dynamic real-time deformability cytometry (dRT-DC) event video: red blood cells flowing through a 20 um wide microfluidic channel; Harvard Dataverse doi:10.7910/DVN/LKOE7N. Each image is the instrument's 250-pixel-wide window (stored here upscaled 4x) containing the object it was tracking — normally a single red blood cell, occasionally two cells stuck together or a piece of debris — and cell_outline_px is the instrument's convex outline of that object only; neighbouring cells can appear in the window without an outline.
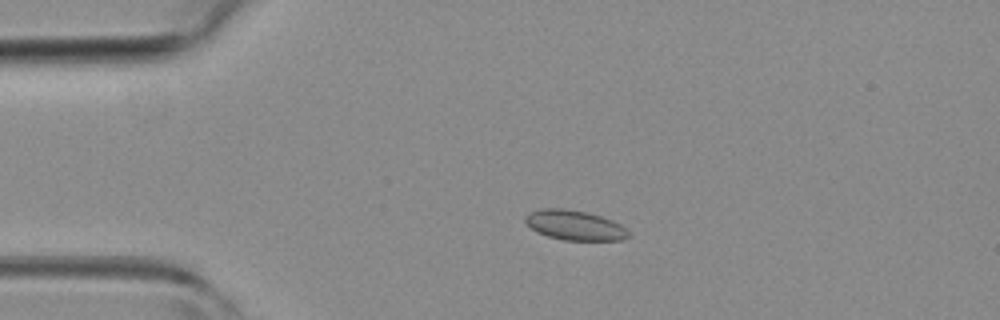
{"species": "common noctule bat (a hibernating species)", "species_latin": "Nyctalus noctula", "temperature_condition": "room temperature", "stored_images_in_passage": 2, "camera_frame_rate_fps": 3000, "um_per_image_px": 0.085, "animal": {"sex": "female", "body_mass_g": 19.3, "forearm_length_mm": 54.1}, "frame": {"image": 1, "passage_image": 2, "time_ms": 1.333, "image_size_px": [1000, 320], "cell_outline_px": [[628, 236], [624, 240], [564, 240], [548, 236], [536, 232], [524, 220], [524, 216], [528, 212], [540, 208], [564, 208], [584, 212], [600, 216], [612, 220], [620, 224], [628, 232]], "centroid_in_image_um": [48.8, 19.14], "position_along_channel_um": 36.2, "area_um2": 17.86}}